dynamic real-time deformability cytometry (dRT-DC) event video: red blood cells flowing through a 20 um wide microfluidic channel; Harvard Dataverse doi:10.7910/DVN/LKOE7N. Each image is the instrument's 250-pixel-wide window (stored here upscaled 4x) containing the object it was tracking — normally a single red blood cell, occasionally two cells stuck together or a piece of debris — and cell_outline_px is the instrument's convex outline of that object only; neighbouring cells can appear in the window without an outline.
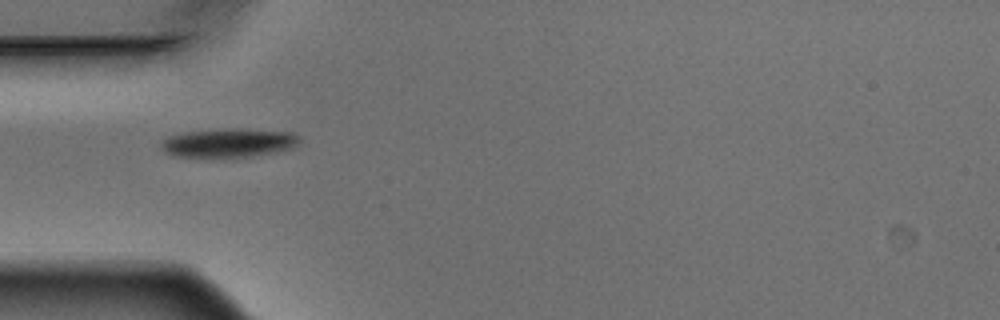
{"species": "Egyptian fruit bat (a non-hibernating species)", "species_latin": "Rousettus aegyptiacus", "temperature_condition": "warm", "stored_images_in_passage": 3, "camera_frame_rate_fps": 3000, "um_per_image_px": 0.085, "animal": {"sex": "male"}, "frame": {"image": 1, "passage_image": 1, "time_ms": 0.0, "image_size_px": [1000, 320], "cell_outline_px": [[300, 144], [292, 148], [276, 152], [248, 156], [172, 156], [164, 152], [160, 148], [160, 140], [168, 136], [184, 132], [228, 128], [236, 128], [292, 132], [300, 136]], "centroid_in_image_um": [19.43, 12.12], "position_along_channel_um": 65.6, "area_um2": 23.29}}
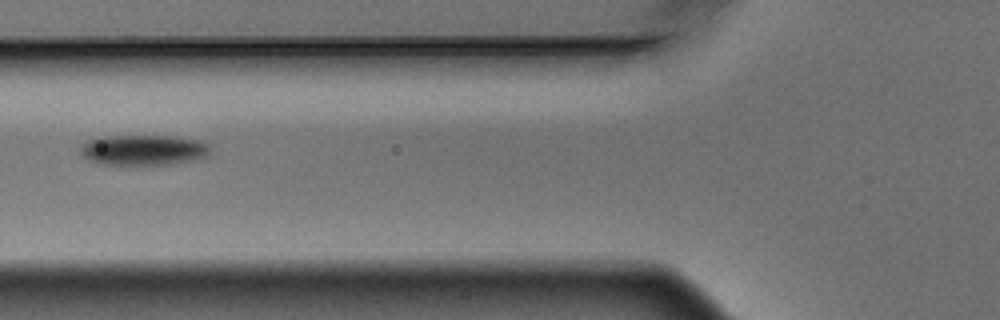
{"frame": {"image": 2, "passage_image": 2, "time_ms": 0.333, "image_size_px": [1000, 320], "cell_outline_px": [[208, 156], [192, 160], [168, 164], [96, 164], [80, 156], [80, 144], [88, 140], [104, 136], [176, 136], [196, 140], [208, 144]], "centroid_in_image_um": [12.1, 12.75], "position_along_channel_um": 113.7, "area_um2": 23.0}}
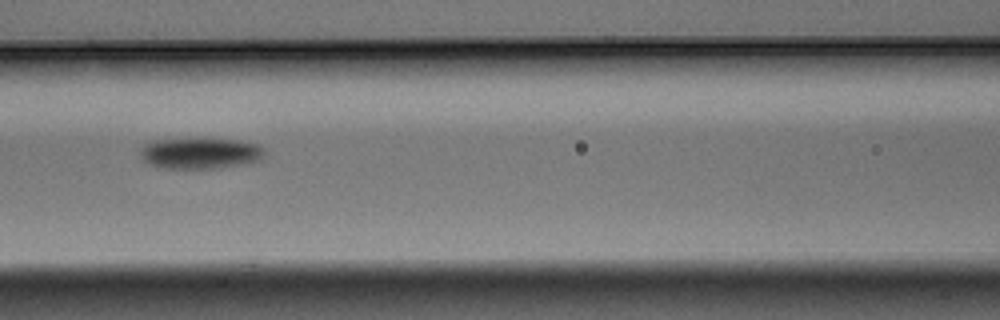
{"frame": {"image": 3, "passage_image": 3, "time_ms": 0.667, "image_size_px": [1000, 320], "cell_outline_px": [[264, 156], [260, 160], [248, 164], [220, 168], [160, 168], [148, 164], [140, 156], [140, 152], [144, 144], [152, 140], [240, 140], [256, 144], [264, 148]], "centroid_in_image_um": [17.04, 13.05], "position_along_channel_um": 149.6, "area_um2": 22.31}}